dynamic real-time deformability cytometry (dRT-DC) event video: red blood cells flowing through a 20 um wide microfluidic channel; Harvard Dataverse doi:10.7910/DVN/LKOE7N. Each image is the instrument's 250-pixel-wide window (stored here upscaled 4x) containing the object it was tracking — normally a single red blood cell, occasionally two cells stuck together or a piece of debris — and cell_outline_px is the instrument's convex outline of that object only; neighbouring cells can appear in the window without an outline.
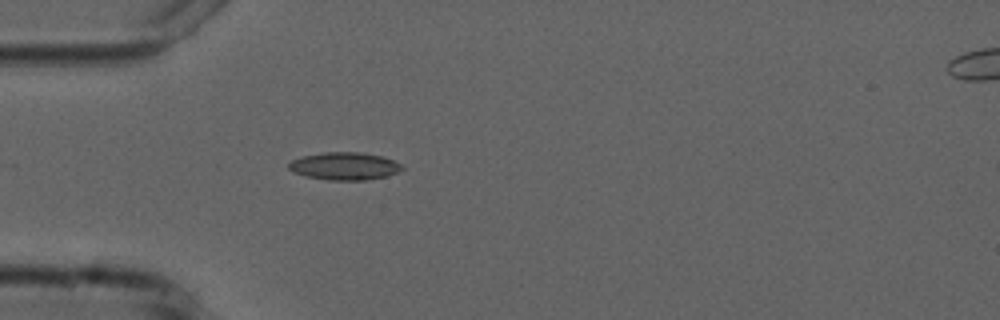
{"species": "common noctule bat (a hibernating species)", "species_latin": "Nyctalus noctula", "temperature_condition": "cold", "stored_images_in_passage": 4, "camera_frame_rate_fps": 3000, "um_per_image_px": 0.085, "animal": {"sex": "male", "forearm_length_mm": 52.5}, "frame": {"image": 1, "passage_image": 4, "time_ms": 4.0, "image_size_px": [1000, 320], "cell_outline_px": [[404, 168], [388, 176], [364, 180], [328, 180], [304, 176], [292, 172], [288, 168], [288, 164], [292, 160], [304, 156], [324, 152], [364, 152], [384, 156], [400, 164]], "centroid_in_image_um": [29.27, 14.12], "position_along_channel_um": 55.7, "area_um2": 18.32}}